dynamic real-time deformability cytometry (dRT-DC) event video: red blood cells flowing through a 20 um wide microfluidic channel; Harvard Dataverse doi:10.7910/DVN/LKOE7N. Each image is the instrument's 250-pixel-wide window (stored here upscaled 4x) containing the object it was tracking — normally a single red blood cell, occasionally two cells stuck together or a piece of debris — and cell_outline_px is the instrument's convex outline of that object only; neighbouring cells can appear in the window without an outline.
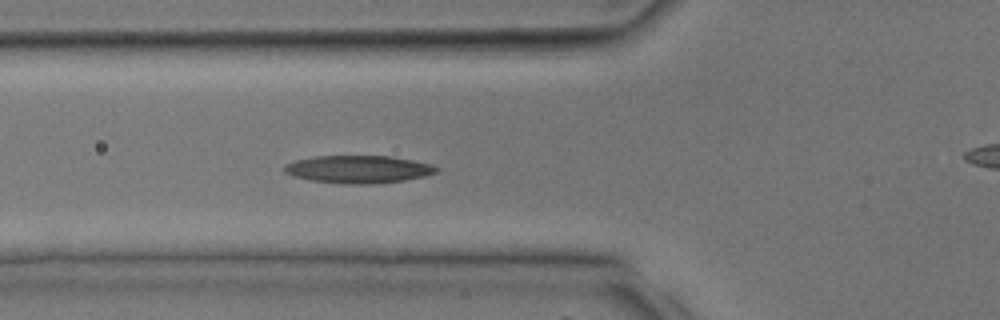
{"species": "common noctule bat (a hibernating species)", "species_latin": "Nyctalus noctula", "temperature_condition": "room temperature", "stored_images_in_passage": 28, "camera_frame_rate_fps": 3000, "um_per_image_px": 0.085, "animal": {"sex": "male", "body_mass_g": 17.9, "forearm_length_mm": 54.2}, "frame": {"image": 1, "passage_image": 9, "time_ms": 2.667, "image_size_px": [1000, 320], "cell_outline_px": [[440, 168], [436, 172], [424, 176], [404, 180], [376, 184], [348, 184], [312, 180], [296, 176], [284, 172], [284, 164], [296, 160], [316, 156], [392, 156], [432, 164]], "centroid_in_image_um": [30.49, 14.38], "position_along_channel_um": 95.3, "area_um2": 24.39}}
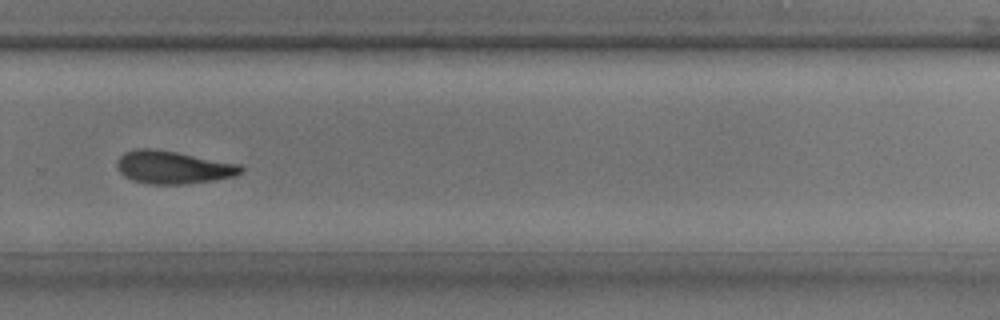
{"frame": {"image": 2, "passage_image": 20, "time_ms": 6.333, "image_size_px": [1000, 320], "cell_outline_px": [[244, 172], [236, 176], [212, 180], [184, 184], [148, 184], [132, 180], [124, 176], [120, 172], [116, 164], [116, 160], [124, 152], [136, 148], [148, 148], [176, 152], [240, 164], [244, 168]], "centroid_in_image_um": [14.7, 14.22], "position_along_channel_um": 315.1, "area_um2": 23.76}}
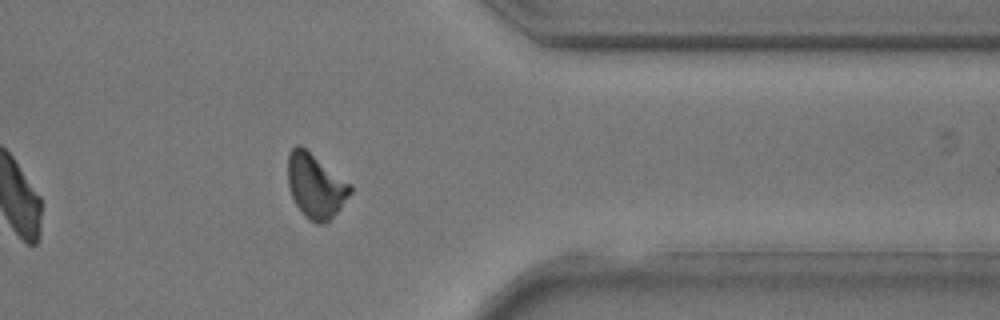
{"frame": {"image": 3, "passage_image": 24, "time_ms": 7.667, "image_size_px": [1000, 320], "cell_outline_px": [[352, 192], [340, 208], [324, 224], [316, 224], [308, 220], [300, 212], [292, 196], [288, 184], [288, 152], [296, 144], [300, 144], [352, 184]], "centroid_in_image_um": [26.82, 15.79], "position_along_channel_um": 384.6, "area_um2": 23.52}}